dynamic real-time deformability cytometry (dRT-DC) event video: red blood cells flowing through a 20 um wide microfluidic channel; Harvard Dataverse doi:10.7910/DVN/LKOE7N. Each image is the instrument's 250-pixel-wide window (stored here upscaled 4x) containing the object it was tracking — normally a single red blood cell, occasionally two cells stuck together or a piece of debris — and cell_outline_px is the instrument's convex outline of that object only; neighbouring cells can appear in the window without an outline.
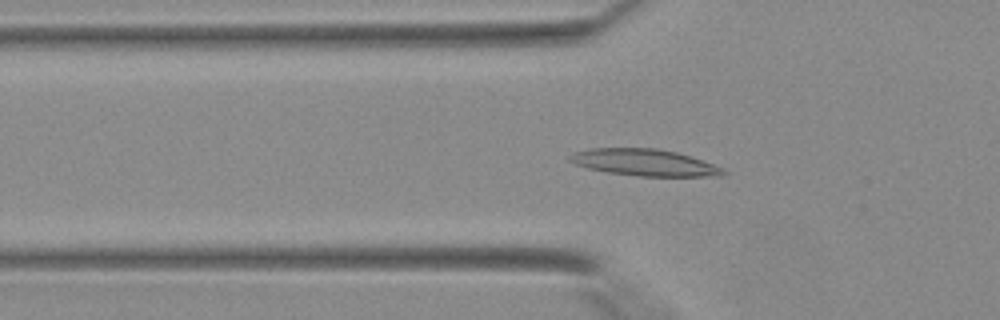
{"species": "Egyptian fruit bat (a non-hibernating species)", "species_latin": "Rousettus aegyptiacus", "temperature_condition": "warm", "stored_images_in_passage": 33, "camera_frame_rate_fps": 3000, "um_per_image_px": 0.085, "animal": {"sex": "female"}, "frame": {"image": 1, "passage_image": 8, "time_ms": 2.333, "image_size_px": [1000, 320], "cell_outline_px": [[728, 172], [720, 176], [636, 176], [608, 172], [588, 168], [576, 164], [568, 160], [568, 156], [572, 152], [592, 148], [660, 148], [692, 156], [724, 168]], "centroid_in_image_um": [54.79, 13.8], "position_along_channel_um": 71.0, "area_um2": 24.04}}
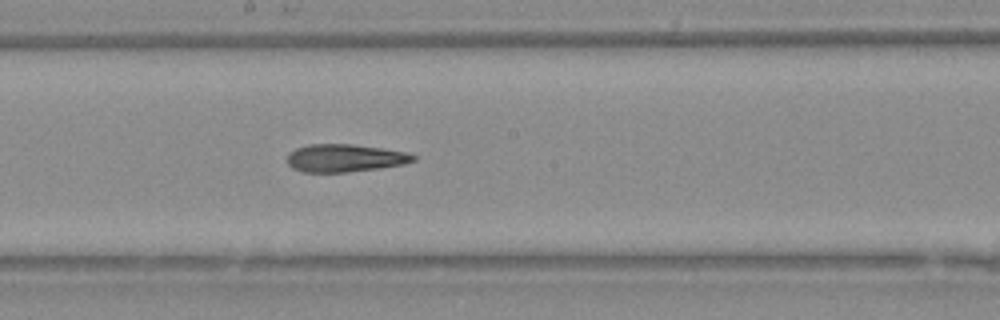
{"frame": {"image": 2, "passage_image": 17, "time_ms": 5.333, "image_size_px": [1000, 320], "cell_outline_px": [[416, 160], [404, 164], [376, 168], [344, 172], [304, 172], [292, 168], [288, 164], [288, 152], [296, 148], [308, 144], [352, 144], [408, 152], [416, 156]], "centroid_in_image_um": [29.29, 13.42], "position_along_channel_um": 218.9, "area_um2": 20.29}}
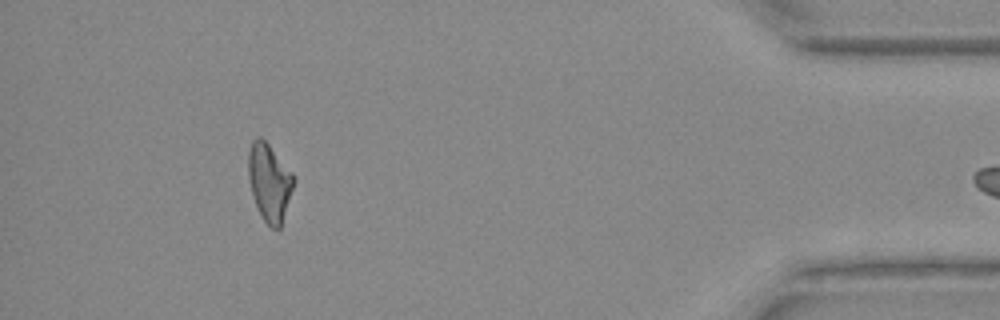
{"frame": {"image": 3, "passage_image": 32, "time_ms": 10.333, "image_size_px": [1000, 320], "cell_outline_px": [[296, 180], [280, 228], [272, 228], [264, 220], [256, 204], [252, 192], [248, 176], [248, 152], [252, 140], [256, 136], [260, 136], [268, 144], [292, 172]], "centroid_in_image_um": [22.9, 15.46], "position_along_channel_um": 412.3, "area_um2": 20.29}}